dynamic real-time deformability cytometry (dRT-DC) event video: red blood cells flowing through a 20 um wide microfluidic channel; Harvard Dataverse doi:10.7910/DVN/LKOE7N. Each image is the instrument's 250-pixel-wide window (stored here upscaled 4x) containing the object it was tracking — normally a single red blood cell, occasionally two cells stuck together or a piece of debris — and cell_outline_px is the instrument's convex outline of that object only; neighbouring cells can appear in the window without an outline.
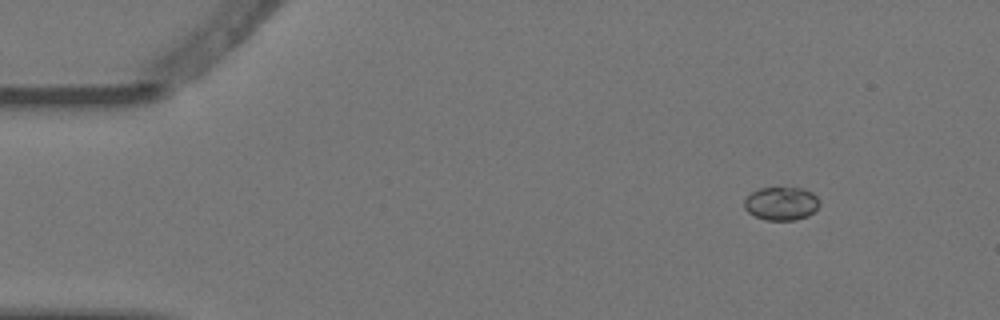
{"species": "Egyptian fruit bat (a non-hibernating species)", "species_latin": "Rousettus aegyptiacus", "temperature_condition": "warm", "stored_images_in_passage": 4, "camera_frame_rate_fps": 3000, "um_per_image_px": 0.085, "animal": {"sex": "female"}, "frame": {"image": 1, "passage_image": 1, "time_ms": 0.0, "image_size_px": [1000, 320], "cell_outline_px": [[820, 204], [808, 216], [796, 220], [764, 220], [748, 212], [744, 208], [744, 200], [752, 192], [760, 188], [800, 188], [812, 192], [820, 200]], "centroid_in_image_um": [66.41, 17.31], "position_along_channel_um": 18.6, "area_um2": 14.57}}
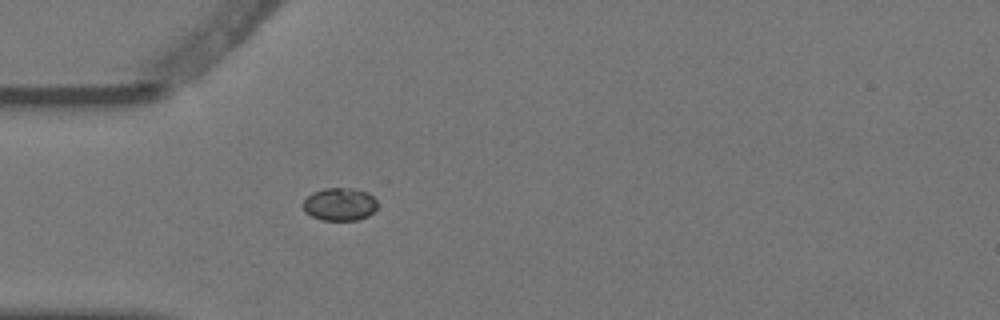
{"frame": {"image": 2, "passage_image": 4, "time_ms": 1.0, "image_size_px": [1000, 320], "cell_outline_px": [[376, 208], [368, 216], [356, 220], [324, 220], [312, 216], [304, 212], [304, 200], [312, 192], [324, 188], [352, 188], [368, 192], [376, 200]], "centroid_in_image_um": [28.87, 17.35], "position_along_channel_um": 56.1, "area_um2": 14.16}}